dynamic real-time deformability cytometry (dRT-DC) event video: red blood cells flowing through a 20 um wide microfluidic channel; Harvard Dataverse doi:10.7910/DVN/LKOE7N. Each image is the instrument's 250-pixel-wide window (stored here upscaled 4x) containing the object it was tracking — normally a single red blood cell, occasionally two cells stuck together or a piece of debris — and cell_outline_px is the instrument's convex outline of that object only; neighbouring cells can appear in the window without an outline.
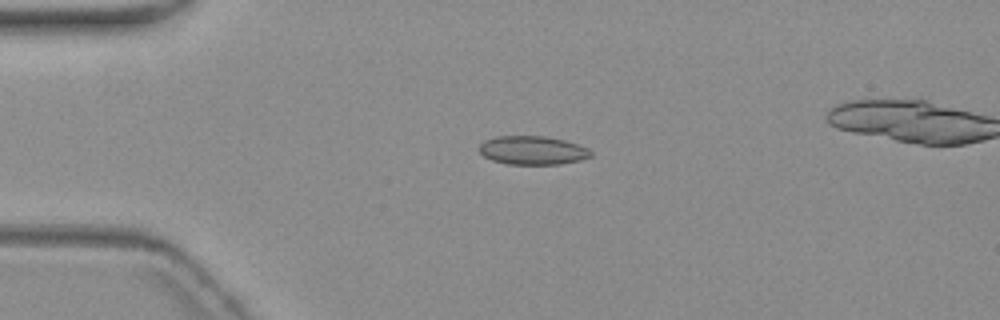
{"species": "common noctule bat (a hibernating species)", "species_latin": "Nyctalus noctula", "temperature_condition": "warm", "stored_images_in_passage": 5, "camera_frame_rate_fps": 3000, "um_per_image_px": 0.085, "animal": {"sex": "female", "body_mass_g": 19.3, "forearm_length_mm": 54.1}, "frame": {"image": 1, "passage_image": 4, "time_ms": 3.667, "image_size_px": [1000, 320], "cell_outline_px": [[592, 156], [580, 160], [560, 164], [504, 164], [492, 160], [484, 156], [476, 148], [484, 140], [496, 136], [544, 136], [564, 140], [588, 148], [592, 152]], "centroid_in_image_um": [45.23, 12.78], "position_along_channel_um": 39.8, "area_um2": 18.73}}